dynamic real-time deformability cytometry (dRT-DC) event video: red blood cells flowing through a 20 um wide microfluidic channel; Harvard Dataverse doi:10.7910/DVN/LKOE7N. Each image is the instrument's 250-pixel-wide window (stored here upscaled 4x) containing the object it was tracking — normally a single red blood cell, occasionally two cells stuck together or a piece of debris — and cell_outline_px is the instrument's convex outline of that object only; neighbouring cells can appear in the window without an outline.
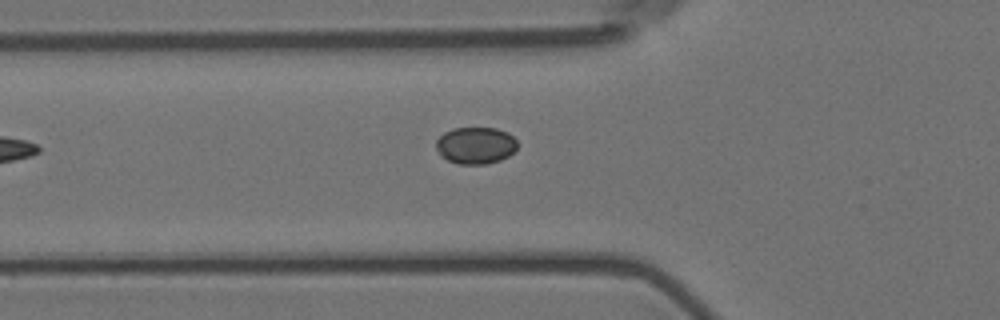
{"species": "Egyptian fruit bat (a non-hibernating species)", "species_latin": "Rousettus aegyptiacus", "temperature_condition": "room temperature", "stored_images_in_passage": 4, "camera_frame_rate_fps": 3000, "um_per_image_px": 0.085, "animal": {"sex": "female"}, "frame": {"image": 1, "passage_image": 4, "time_ms": 1.0, "image_size_px": [1000, 320], "cell_outline_px": [[516, 148], [508, 156], [500, 160], [488, 164], [460, 164], [448, 160], [440, 156], [436, 148], [436, 140], [444, 132], [452, 128], [496, 128], [508, 132], [516, 140]], "centroid_in_image_um": [40.4, 12.36], "position_along_channel_um": 85.4, "area_um2": 17.51}}